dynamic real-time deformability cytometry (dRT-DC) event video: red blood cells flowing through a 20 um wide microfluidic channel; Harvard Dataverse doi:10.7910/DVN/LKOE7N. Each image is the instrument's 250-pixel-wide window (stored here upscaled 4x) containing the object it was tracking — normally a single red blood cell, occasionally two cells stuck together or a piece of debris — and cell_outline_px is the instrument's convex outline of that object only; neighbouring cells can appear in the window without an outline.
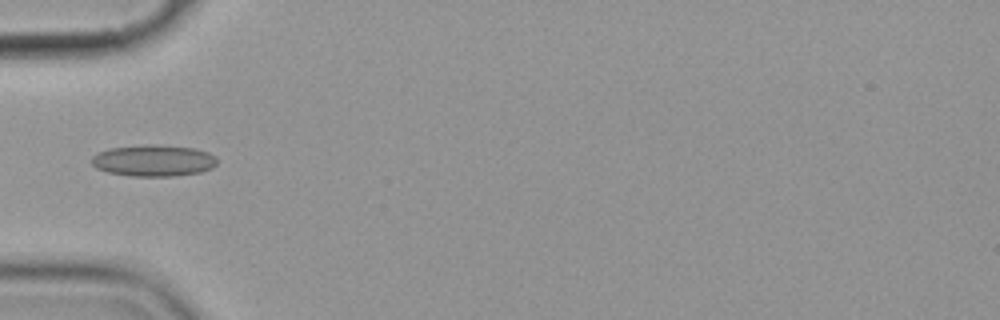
{"species": "common noctule bat (a hibernating species)", "species_latin": "Nyctalus noctula", "temperature_condition": "cold", "stored_images_in_passage": 9, "camera_frame_rate_fps": 3000, "um_per_image_px": 0.085, "animal": {"sex": "female", "body_mass_g": 19.9}, "frame": {"image": 1, "passage_image": 7, "time_ms": 6.667, "image_size_px": [1000, 320], "cell_outline_px": [[216, 164], [212, 168], [200, 172], [176, 176], [132, 176], [108, 172], [96, 168], [92, 164], [92, 156], [100, 152], [112, 148], [144, 144], [156, 144], [196, 148], [208, 152], [216, 156]], "centroid_in_image_um": [13.08, 13.64], "position_along_channel_um": 71.9, "area_um2": 23.12}}
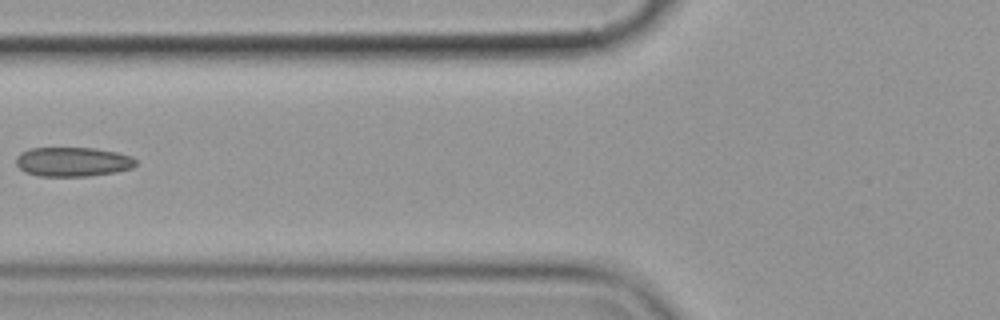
{"frame": {"image": 2, "passage_image": 8, "time_ms": 8.0, "image_size_px": [1000, 320], "cell_outline_px": [[136, 164], [132, 168], [116, 172], [88, 176], [40, 176], [24, 172], [16, 164], [16, 156], [20, 152], [28, 148], [96, 148], [116, 152], [132, 156], [136, 160]], "centroid_in_image_um": [6.17, 13.75], "position_along_channel_um": 119.6, "area_um2": 20.63}}
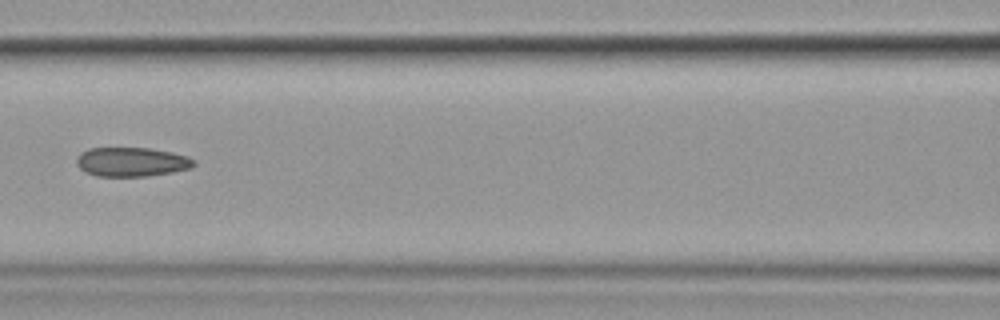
{"frame": {"image": 3, "passage_image": 9, "time_ms": 9.0, "image_size_px": [1000, 320], "cell_outline_px": [[196, 164], [192, 168], [172, 172], [144, 176], [96, 176], [84, 172], [76, 164], [76, 156], [80, 152], [88, 148], [148, 148], [172, 152], [188, 156], [196, 160]], "centroid_in_image_um": [11.18, 13.76], "position_along_channel_um": 155.4, "area_um2": 20.17}}